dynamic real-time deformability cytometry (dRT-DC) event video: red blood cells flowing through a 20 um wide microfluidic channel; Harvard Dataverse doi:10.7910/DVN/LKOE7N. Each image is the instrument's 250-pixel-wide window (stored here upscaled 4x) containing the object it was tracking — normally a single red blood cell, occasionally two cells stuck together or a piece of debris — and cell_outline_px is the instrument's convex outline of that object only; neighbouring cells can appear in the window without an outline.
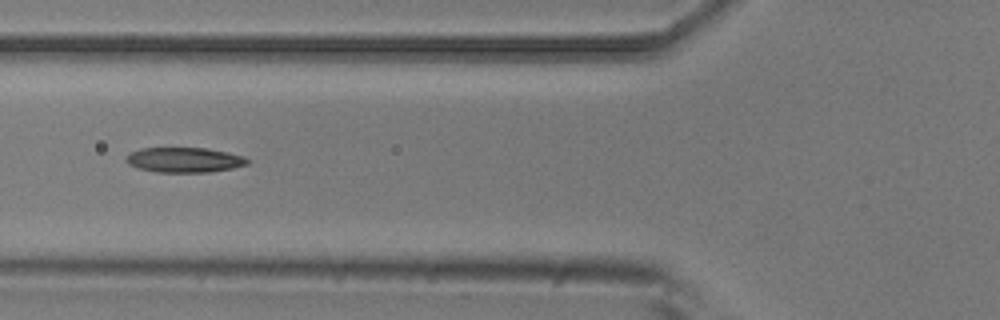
{"species": "common noctule bat (a hibernating species)", "species_latin": "Nyctalus noctula", "temperature_condition": "room temperature", "stored_images_in_passage": 9, "camera_frame_rate_fps": 3000, "um_per_image_px": 0.085, "animal": {"sex": "male", "body_mass_g": 20.5, "forearm_length_mm": 52.5}, "frame": {"image": 1, "passage_image": 6, "time_ms": 1.667, "image_size_px": [1000, 320], "cell_outline_px": [[248, 164], [232, 168], [208, 172], [156, 172], [136, 168], [128, 164], [124, 160], [124, 156], [128, 152], [140, 148], [208, 148], [228, 152], [244, 156], [248, 160]], "centroid_in_image_um": [15.59, 13.58], "position_along_channel_um": 110.2, "area_um2": 17.92}}
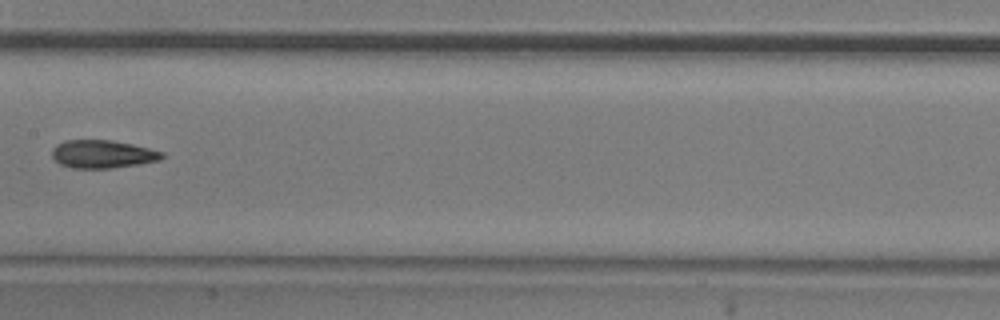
{"frame": {"image": 2, "passage_image": 8, "time_ms": 2.333, "image_size_px": [1000, 320], "cell_outline_px": [[164, 156], [160, 160], [140, 164], [112, 168], [72, 168], [60, 164], [52, 156], [52, 148], [56, 144], [64, 140], [112, 140], [132, 144], [164, 152]], "centroid_in_image_um": [8.71, 13.1], "position_along_channel_um": 198.7, "area_um2": 18.03}}
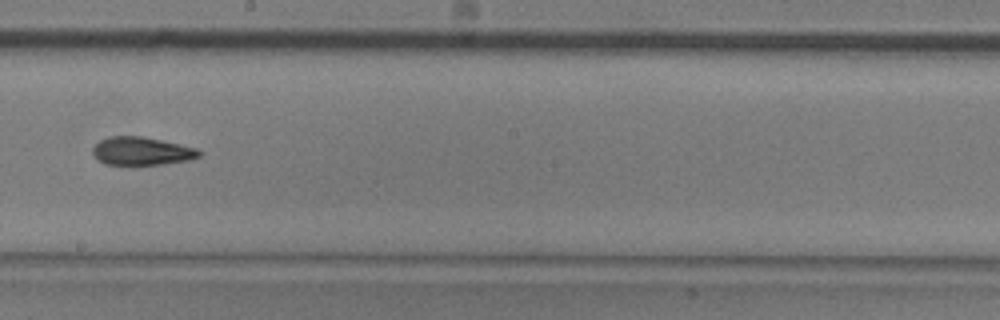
{"frame": {"image": 3, "passage_image": 9, "time_ms": 2.667, "image_size_px": [1000, 320], "cell_outline_px": [[204, 152], [200, 156], [192, 160], [160, 164], [104, 164], [92, 152], [92, 148], [100, 140], [108, 136], [144, 136], [180, 144], [196, 148]], "centroid_in_image_um": [12.09, 12.83], "position_along_channel_um": 236.1, "area_um2": 17.46}}